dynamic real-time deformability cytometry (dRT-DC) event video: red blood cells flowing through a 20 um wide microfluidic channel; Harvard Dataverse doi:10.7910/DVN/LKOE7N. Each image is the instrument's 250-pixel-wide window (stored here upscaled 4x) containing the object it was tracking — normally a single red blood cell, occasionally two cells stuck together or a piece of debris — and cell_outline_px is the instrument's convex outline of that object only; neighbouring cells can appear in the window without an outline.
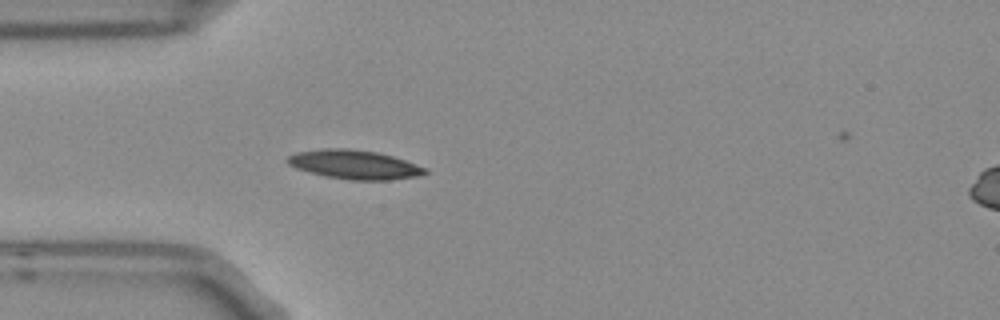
{"species": "Egyptian fruit bat (a non-hibernating species)", "species_latin": "Rousettus aegyptiacus", "temperature_condition": "room temperature", "stored_images_in_passage": 4, "camera_frame_rate_fps": 3000, "um_per_image_px": 0.085, "frame": {"image": 1, "passage_image": 4, "time_ms": 1.0, "image_size_px": [1000, 320], "cell_outline_px": [[428, 172], [416, 176], [388, 180], [348, 180], [324, 176], [296, 168], [288, 164], [284, 160], [288, 156], [296, 152], [324, 148], [348, 148], [376, 152], [392, 156], [404, 160], [424, 168]], "centroid_in_image_um": [30.04, 13.98], "position_along_channel_um": 55.0, "area_um2": 23.12}}